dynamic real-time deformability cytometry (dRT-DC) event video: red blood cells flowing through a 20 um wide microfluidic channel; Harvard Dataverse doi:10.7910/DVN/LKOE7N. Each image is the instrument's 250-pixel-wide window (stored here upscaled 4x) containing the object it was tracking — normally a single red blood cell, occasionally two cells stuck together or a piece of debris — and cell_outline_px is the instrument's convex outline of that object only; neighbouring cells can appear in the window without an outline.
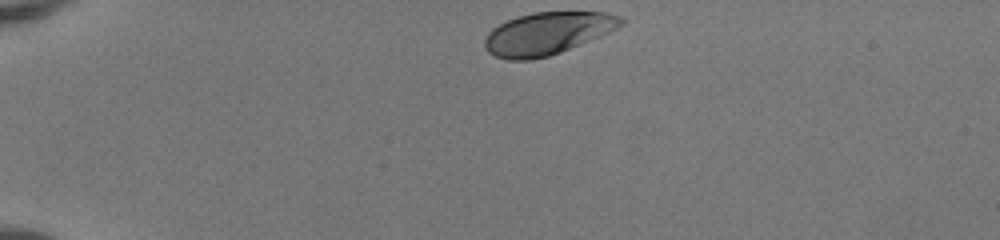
{"species": "human", "species_latin": "Homo sapiens", "temperature_condition": "room temperature", "stored_images_in_passage": 36, "camera_frame_rate_fps": 3000, "um_per_image_px": 0.085, "donor": {"sex": "female"}, "frame": {"image": 1, "passage_image": 1, "time_ms": 0.0, "image_size_px": [1000, 240], "cell_outline_px": [[624, 24], [600, 36], [560, 52], [548, 56], [528, 60], [508, 60], [496, 56], [488, 52], [484, 48], [484, 40], [488, 32], [492, 28], [516, 16], [532, 12], [608, 12], [620, 16], [624, 20]], "centroid_in_image_um": [46.51, 2.83], "position_along_channel_um": 38.5, "area_um2": 33.58}}
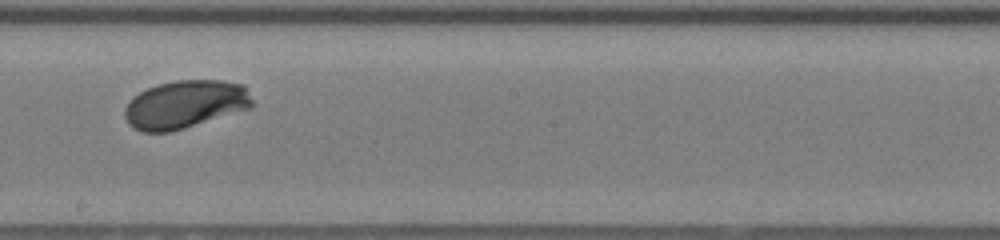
{"frame": {"image": 2, "passage_image": 20, "time_ms": 6.333, "image_size_px": [1000, 240], "cell_outline_px": [[256, 104], [252, 108], [184, 128], [168, 132], [144, 132], [128, 124], [124, 116], [124, 108], [128, 100], [132, 96], [156, 84], [176, 80], [220, 80], [244, 84]], "centroid_in_image_um": [15.75, 8.86], "position_along_channel_um": 232.4, "area_um2": 36.13}}
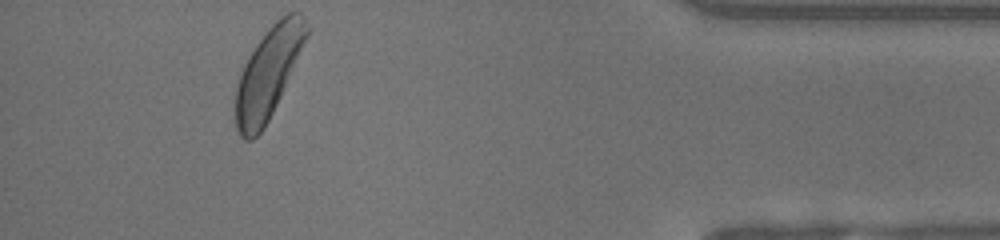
{"frame": {"image": 3, "passage_image": 36, "time_ms": 11.667, "image_size_px": [1000, 240], "cell_outline_px": [[308, 32], [280, 96], [264, 128], [252, 140], [244, 140], [240, 136], [236, 128], [236, 84], [240, 72], [248, 56], [256, 44], [268, 28], [280, 16], [288, 12], [300, 12], [304, 16], [308, 28]], "centroid_in_image_um": [22.76, 6.2], "position_along_channel_um": 412.4, "area_um2": 36.65}, "authors_computed_cell_mechanics": {"area_um2": 35.4025, "velocity_mm_per_s": 4.122, "shape_relaxation_time_tau1_ms": 1.4024, "shape_relaxation_time_tau2_ms": null, "deformation_change_tau1": 0.1243, "deformation_change_tau2": null}}